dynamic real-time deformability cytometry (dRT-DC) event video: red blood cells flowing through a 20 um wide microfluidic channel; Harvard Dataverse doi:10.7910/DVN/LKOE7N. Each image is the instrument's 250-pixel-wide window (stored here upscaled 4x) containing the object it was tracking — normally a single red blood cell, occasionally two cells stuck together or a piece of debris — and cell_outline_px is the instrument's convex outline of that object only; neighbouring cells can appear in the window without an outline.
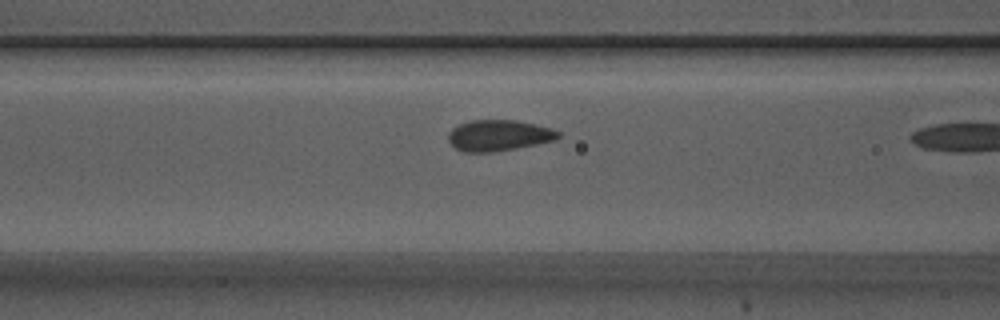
{"species": "Egyptian fruit bat (a non-hibernating species)", "species_latin": "Rousettus aegyptiacus", "temperature_condition": "warm", "stored_images_in_passage": 7, "camera_frame_rate_fps": 3000, "um_per_image_px": 0.085, "animal": {"sex": "male"}, "frame": {"image": 1, "passage_image": 5, "time_ms": 1.333, "image_size_px": [1000, 320], "cell_outline_px": [[560, 136], [556, 140], [516, 148], [492, 152], [464, 152], [456, 148], [448, 140], [448, 132], [452, 128], [460, 124], [472, 120], [516, 120], [552, 128], [560, 132]], "centroid_in_image_um": [42.4, 11.51], "position_along_channel_um": 124.2, "area_um2": 19.83}}